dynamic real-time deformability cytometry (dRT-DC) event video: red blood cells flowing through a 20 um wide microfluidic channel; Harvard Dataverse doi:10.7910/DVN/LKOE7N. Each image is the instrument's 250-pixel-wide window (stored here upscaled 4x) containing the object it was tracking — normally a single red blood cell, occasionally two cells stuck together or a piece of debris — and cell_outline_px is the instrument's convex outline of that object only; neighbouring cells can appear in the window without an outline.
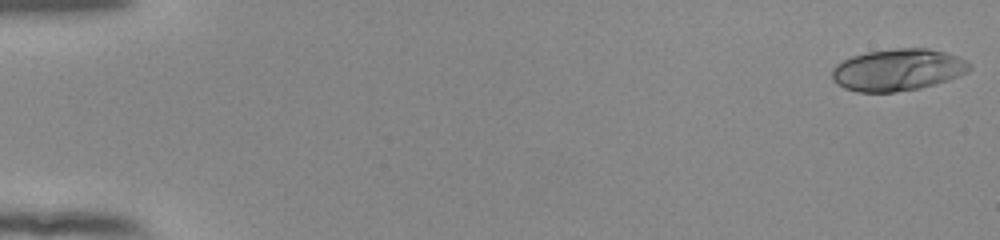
{"species": "human", "species_latin": "Homo sapiens", "temperature_condition": "room temperature", "stored_images_in_passage": 53, "camera_frame_rate_fps": 3000, "um_per_image_px": 0.085, "donor": {"sex": "female"}, "frame": {"image": 1, "passage_image": 1, "time_ms": 0.0, "image_size_px": [1000, 240], "cell_outline_px": [[972, 68], [968, 72], [960, 76], [948, 80], [920, 88], [892, 92], [856, 92], [844, 88], [836, 84], [832, 80], [832, 68], [836, 64], [852, 56], [868, 52], [896, 48], [928, 48], [944, 52], [956, 56], [972, 64]], "centroid_in_image_um": [76.31, 5.94], "position_along_channel_um": 8.7, "area_um2": 33.64}}
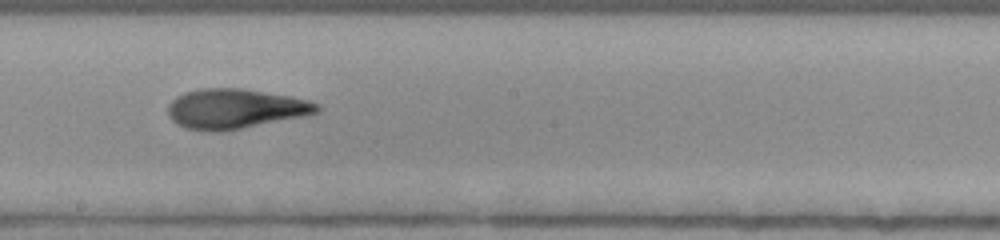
{"frame": {"image": 2, "passage_image": 31, "time_ms": 10.0, "image_size_px": [1000, 240], "cell_outline_px": [[320, 112], [308, 116], [220, 132], [216, 132], [184, 128], [176, 124], [168, 116], [168, 104], [176, 96], [184, 92], [200, 88], [240, 88], [292, 96], [308, 100], [320, 104]], "centroid_in_image_um": [20.01, 9.25], "position_along_channel_um": 228.2, "area_um2": 35.03}}
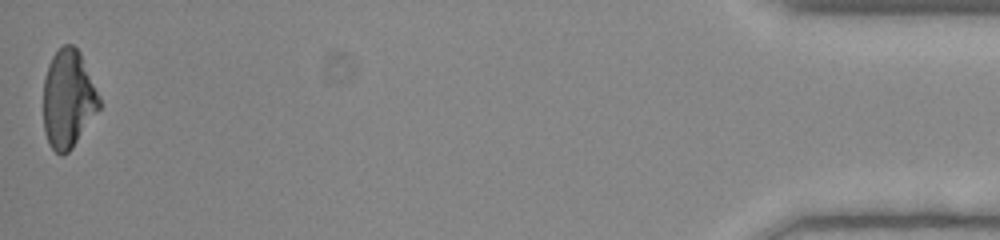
{"frame": {"image": 3, "passage_image": 53, "time_ms": 17.333, "image_size_px": [1000, 240], "cell_outline_px": [[100, 108], [72, 148], [68, 152], [60, 156], [48, 144], [44, 132], [44, 76], [48, 64], [52, 56], [64, 44], [72, 44], [80, 52], [100, 96]], "centroid_in_image_um": [5.79, 8.42], "position_along_channel_um": 429.4, "area_um2": 32.02}, "authors_computed_cell_mechanics": {"area_um2": 33.2928, "velocity_mm_per_s": 3.9217, "shape_relaxation_time_tau1_ms": 5.4018, "shape_relaxation_time_tau2_ms": 1.7849, "deformation_change_tau1": 0.2022, "deformation_change_tau2": 0.0791}}